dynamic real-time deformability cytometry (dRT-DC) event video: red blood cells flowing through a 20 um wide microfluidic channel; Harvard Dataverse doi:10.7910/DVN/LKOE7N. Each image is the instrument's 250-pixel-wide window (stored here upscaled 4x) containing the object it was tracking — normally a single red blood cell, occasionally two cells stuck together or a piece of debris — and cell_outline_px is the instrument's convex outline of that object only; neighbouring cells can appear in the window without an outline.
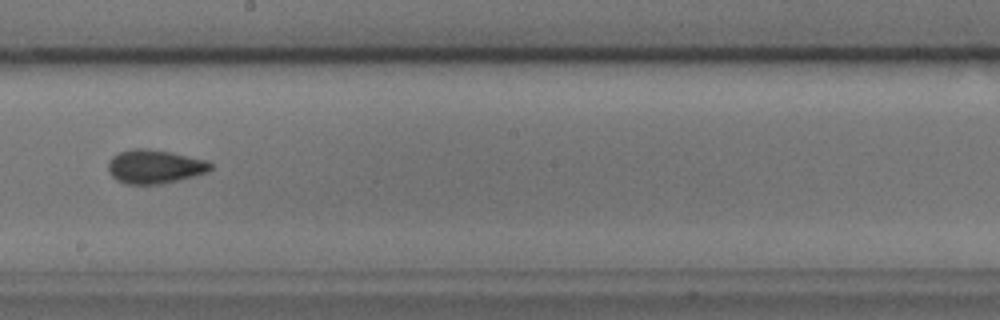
{"species": "common noctule bat (a hibernating species)", "species_latin": "Nyctalus noctula", "temperature_condition": "cold", "stored_images_in_passage": 50, "camera_frame_rate_fps": 3000, "um_per_image_px": 0.085, "animal": {"sex": "male", "body_mass_g": 17.9, "forearm_length_mm": 54.2}, "frame": {"image": 1, "passage_image": 27, "time_ms": 8.667, "image_size_px": [1000, 320], "cell_outline_px": [[212, 168], [208, 172], [160, 184], [124, 184], [116, 180], [108, 172], [108, 164], [112, 156], [120, 152], [132, 148], [148, 148], [172, 152], [208, 160], [212, 164]], "centroid_in_image_um": [13.14, 14.15], "position_along_channel_um": 235.1, "area_um2": 20.29}, "authors_computed_cell_mechanics": {"area_um2": 19.9699, "velocity_mm_per_s": 3.7951, "shape_relaxation_time_tau1_ms": 10.2795, "shape_relaxation_time_tau2_ms": 1.7436, "deformation_change_tau1": 0.1365, "deformation_change_tau2": 0.0667}}